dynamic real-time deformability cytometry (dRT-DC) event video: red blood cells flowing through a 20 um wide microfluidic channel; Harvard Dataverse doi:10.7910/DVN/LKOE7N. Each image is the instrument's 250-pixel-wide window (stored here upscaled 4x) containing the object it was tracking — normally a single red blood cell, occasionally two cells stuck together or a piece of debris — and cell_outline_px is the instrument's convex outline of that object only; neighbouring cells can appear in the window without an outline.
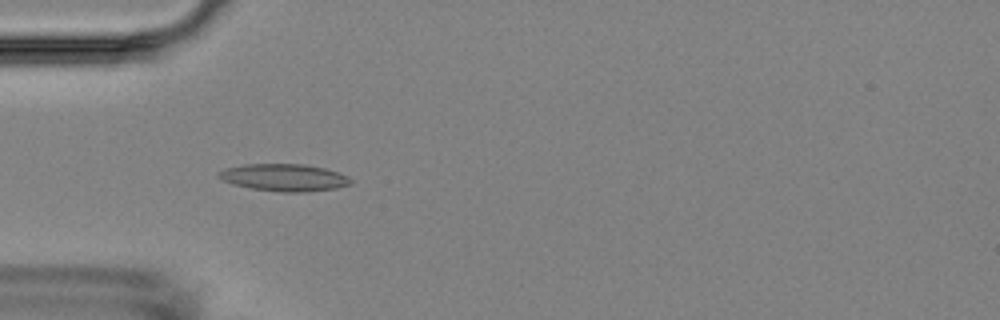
{"species": "Egyptian fruit bat (a non-hibernating species)", "species_latin": "Rousettus aegyptiacus", "temperature_condition": "room temperature", "stored_images_in_passage": 3, "camera_frame_rate_fps": 3000, "um_per_image_px": 0.085, "animal": {"sex": "female"}, "frame": {"image": 1, "passage_image": 3, "time_ms": 3.667, "image_size_px": [1000, 320], "cell_outline_px": [[352, 180], [348, 184], [336, 188], [308, 192], [284, 192], [252, 188], [232, 184], [220, 180], [216, 176], [216, 172], [224, 168], [244, 164], [304, 164], [324, 168], [348, 176]], "centroid_in_image_um": [24.08, 15.08], "position_along_channel_um": 60.9, "area_um2": 20.98}}